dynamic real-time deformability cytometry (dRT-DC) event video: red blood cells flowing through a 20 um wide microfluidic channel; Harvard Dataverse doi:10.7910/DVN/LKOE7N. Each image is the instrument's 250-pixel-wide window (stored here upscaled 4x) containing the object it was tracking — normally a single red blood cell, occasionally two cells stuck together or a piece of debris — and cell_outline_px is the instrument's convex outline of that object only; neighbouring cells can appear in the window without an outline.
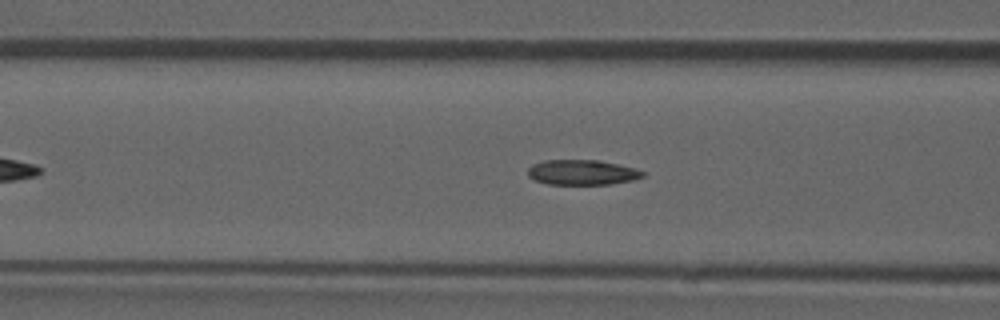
{"species": "common noctule bat (a hibernating species)", "species_latin": "Nyctalus noctula", "temperature_condition": "room temperature", "stored_images_in_passage": 33, "camera_frame_rate_fps": 3000, "um_per_image_px": 0.085, "animal": {"sex": "male", "forearm_length_mm": 52.5}, "frame": {"image": 1, "passage_image": 10, "time_ms": 3.0, "image_size_px": [1000, 320], "cell_outline_px": [[644, 176], [632, 180], [612, 184], [548, 184], [536, 180], [528, 176], [528, 168], [532, 164], [544, 160], [596, 160], [636, 168], [644, 172]], "centroid_in_image_um": [49.47, 14.65], "position_along_channel_um": 117.1, "area_um2": 16.7}}